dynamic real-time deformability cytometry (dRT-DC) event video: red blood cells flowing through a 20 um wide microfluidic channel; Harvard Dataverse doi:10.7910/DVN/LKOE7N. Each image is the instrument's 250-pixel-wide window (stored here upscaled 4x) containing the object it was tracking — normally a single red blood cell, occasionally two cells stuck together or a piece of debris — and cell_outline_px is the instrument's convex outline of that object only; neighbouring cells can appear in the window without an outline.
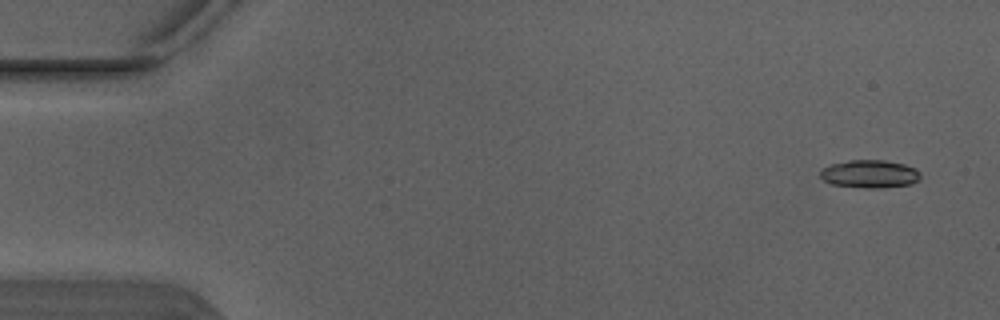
{"species": "Egyptian fruit bat (a non-hibernating species)", "species_latin": "Rousettus aegyptiacus", "temperature_condition": "warm", "stored_images_in_passage": 5, "camera_frame_rate_fps": 3000, "um_per_image_px": 0.085, "animal": {"sex": "male"}, "frame": {"image": 1, "passage_image": 1, "time_ms": 0.0, "image_size_px": [1000, 320], "cell_outline_px": [[920, 176], [916, 180], [908, 184], [880, 188], [864, 188], [832, 184], [824, 180], [820, 176], [820, 168], [832, 164], [852, 160], [884, 160], [904, 164], [916, 168], [920, 172]], "centroid_in_image_um": [73.9, 14.78], "position_along_channel_um": 11.1, "area_um2": 16.18}}
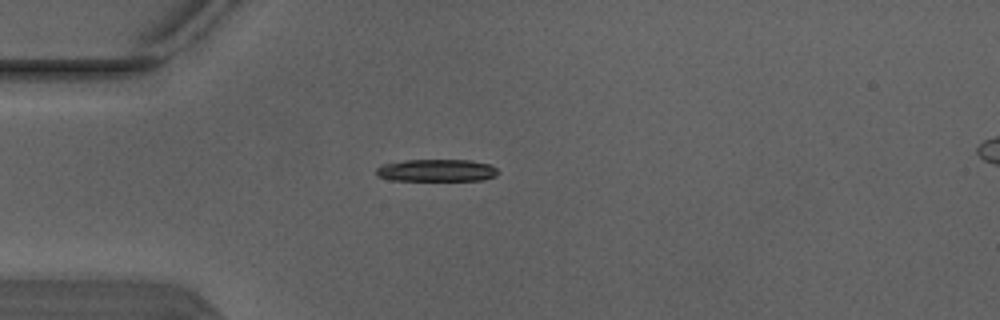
{"frame": {"image": 2, "passage_image": 4, "time_ms": 1.0, "image_size_px": [1000, 320], "cell_outline_px": [[500, 172], [496, 176], [484, 180], [388, 180], [376, 176], [376, 168], [384, 164], [404, 160], [468, 160], [488, 164], [496, 168]], "centroid_in_image_um": [37.1, 14.49], "position_along_channel_um": 47.9, "area_um2": 15.84}}